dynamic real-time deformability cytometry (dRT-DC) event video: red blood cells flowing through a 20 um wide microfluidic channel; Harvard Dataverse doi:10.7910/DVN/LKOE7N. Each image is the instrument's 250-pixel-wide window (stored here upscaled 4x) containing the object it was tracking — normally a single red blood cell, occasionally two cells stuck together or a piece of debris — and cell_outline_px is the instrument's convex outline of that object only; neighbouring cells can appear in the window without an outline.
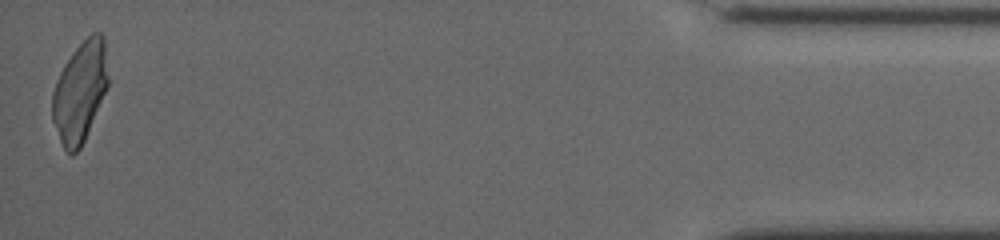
{"species": "common noctule bat (a hibernating species)", "species_latin": "Nyctalus noctula", "temperature_condition": "cold", "stored_images_in_passage": 39, "camera_frame_rate_fps": 3000, "um_per_image_px": 0.085, "animal": {"sex": "female", "body_mass_g": 19.5, "forearm_length_mm": 54.1}, "frame": {"image": 1, "passage_image": 39, "time_ms": 12.667, "image_size_px": [1000, 240], "cell_outline_px": [[108, 84], [84, 140], [80, 148], [72, 156], [64, 148], [60, 140], [52, 120], [52, 92], [56, 80], [64, 64], [72, 52], [92, 32], [100, 32], [104, 36], [108, 76]], "centroid_in_image_um": [6.78, 7.78], "position_along_channel_um": 428.4, "area_um2": 32.31}}